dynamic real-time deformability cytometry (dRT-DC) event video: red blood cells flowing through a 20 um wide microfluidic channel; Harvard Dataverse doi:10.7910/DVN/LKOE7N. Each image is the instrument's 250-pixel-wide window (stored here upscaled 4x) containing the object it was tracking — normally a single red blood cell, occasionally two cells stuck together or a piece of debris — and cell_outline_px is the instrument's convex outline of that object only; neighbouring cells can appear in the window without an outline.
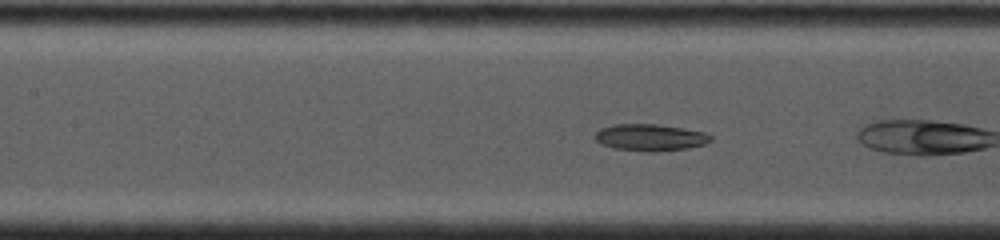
{"species": "common noctule bat (a hibernating species)", "species_latin": "Nyctalus noctula", "temperature_condition": "cold", "stored_images_in_passage": 9, "camera_frame_rate_fps": 4500, "um_per_image_px": 0.085, "animal": {"sex": "female", "body_mass_g": 19.0, "forearm_length_mm": 53.3}, "frame": {"image": 1, "passage_image": 6, "time_ms": 1.778, "image_size_px": [1000, 240], "cell_outline_px": [[712, 140], [704, 144], [688, 148], [656, 152], [648, 152], [616, 148], [600, 144], [596, 140], [596, 132], [600, 128], [612, 124], [656, 124], [704, 132], [712, 136]], "centroid_in_image_um": [55.26, 11.68], "position_along_channel_um": 152.1, "area_um2": 17.98}}